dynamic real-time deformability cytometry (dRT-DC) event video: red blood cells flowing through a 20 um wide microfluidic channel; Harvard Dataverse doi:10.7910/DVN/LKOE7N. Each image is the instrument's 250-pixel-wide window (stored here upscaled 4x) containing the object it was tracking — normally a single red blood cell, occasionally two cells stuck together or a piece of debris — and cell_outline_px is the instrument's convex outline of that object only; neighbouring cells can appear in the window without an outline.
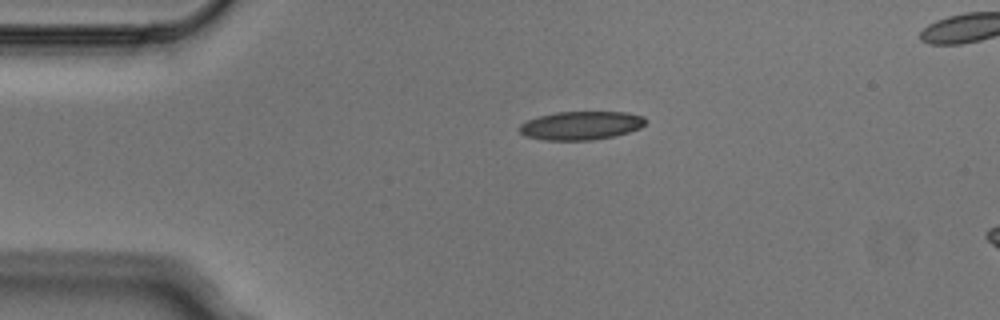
{"species": "Egyptian fruit bat (a non-hibernating species)", "species_latin": "Rousettus aegyptiacus", "temperature_condition": "cold", "stored_images_in_passage": 3, "camera_frame_rate_fps": 3000, "um_per_image_px": 0.085, "animal": {"sex": "male"}, "frame": {"image": 1, "passage_image": 1, "time_ms": 0.0, "image_size_px": [1000, 320], "cell_outline_px": [[648, 120], [640, 128], [616, 136], [592, 140], [544, 140], [524, 136], [516, 128], [520, 124], [528, 120], [540, 116], [556, 112], [628, 112], [644, 116]], "centroid_in_image_um": [49.39, 10.67], "position_along_channel_um": 35.6, "area_um2": 21.15}}